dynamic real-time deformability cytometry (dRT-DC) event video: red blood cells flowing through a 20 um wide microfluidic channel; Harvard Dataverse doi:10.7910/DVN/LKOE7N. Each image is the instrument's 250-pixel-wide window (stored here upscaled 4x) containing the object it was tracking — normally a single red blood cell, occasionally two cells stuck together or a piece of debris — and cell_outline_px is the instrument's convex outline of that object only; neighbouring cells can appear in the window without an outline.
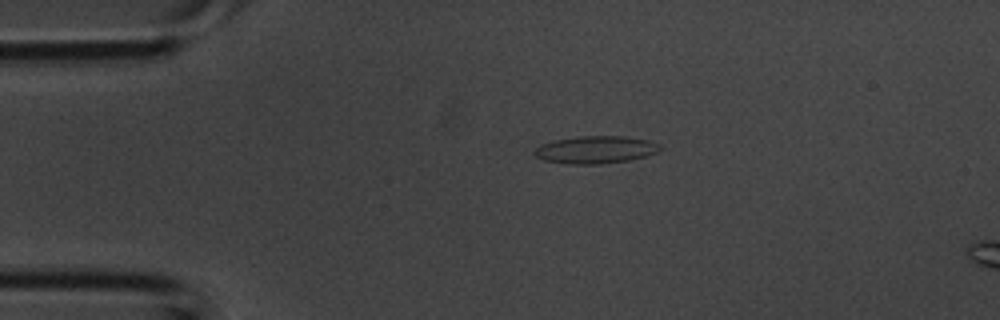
{"species": "common noctule bat (a hibernating species)", "species_latin": "Nyctalus noctula", "temperature_condition": "room temperature", "stored_images_in_passage": 2, "camera_frame_rate_fps": 3000, "um_per_image_px": 0.085, "animal": {"sex": "male", "body_mass_g": 20.1, "forearm_length_mm": 53.5}, "frame": {"image": 1, "passage_image": 1, "time_ms": 0.0, "image_size_px": [1000, 320], "cell_outline_px": [[664, 148], [656, 152], [644, 156], [628, 160], [600, 164], [568, 164], [544, 160], [536, 156], [532, 152], [540, 144], [556, 140], [580, 136], [624, 136], [648, 140], [660, 144]], "centroid_in_image_um": [50.62, 12.72], "position_along_channel_um": 34.4, "area_um2": 20.06}}